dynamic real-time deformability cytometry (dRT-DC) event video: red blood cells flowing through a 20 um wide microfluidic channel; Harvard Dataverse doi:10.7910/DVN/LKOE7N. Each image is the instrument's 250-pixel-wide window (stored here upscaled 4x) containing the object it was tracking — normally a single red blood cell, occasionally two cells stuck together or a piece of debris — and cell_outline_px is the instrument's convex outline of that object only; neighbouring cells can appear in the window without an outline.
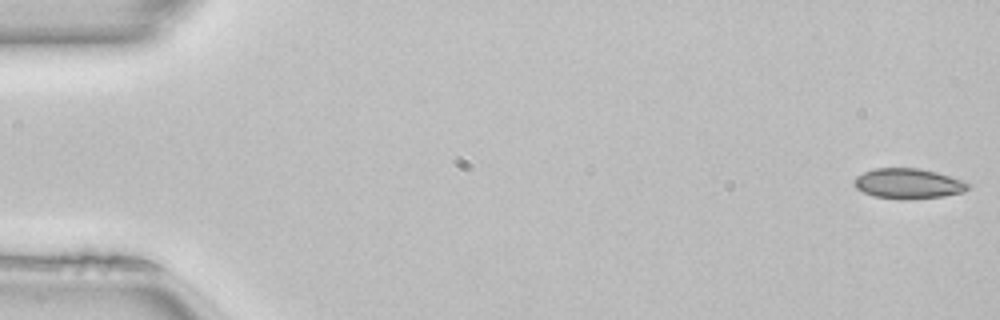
{"species": "common noctule bat (a hibernating species)", "species_latin": "Nyctalus noctula", "temperature_condition": "room temperature", "stored_images_in_passage": 50, "camera_frame_rate_fps": 3000, "um_per_image_px": 0.085, "animal": {"sex": "female", "body_mass_g": 22.7, "forearm_length_mm": 54.2}, "frame": {"image": 1, "passage_image": 1, "time_ms": 0.0, "image_size_px": [1000, 320], "cell_outline_px": [[972, 184], [964, 192], [944, 196], [900, 200], [872, 196], [856, 188], [856, 176], [872, 168], [920, 168], [936, 172], [964, 180]], "centroid_in_image_um": [77.24, 15.6], "position_along_channel_um": 7.8, "area_um2": 20.17}}
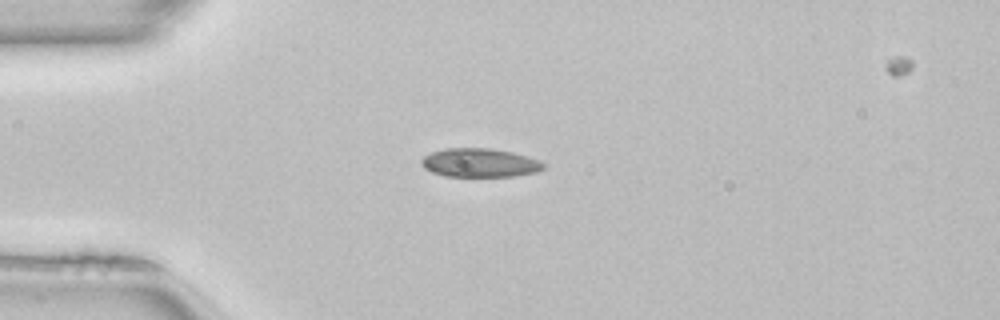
{"frame": {"image": 2, "passage_image": 13, "time_ms": 4.0, "image_size_px": [1000, 320], "cell_outline_px": [[544, 168], [536, 172], [516, 176], [444, 176], [432, 172], [424, 168], [420, 164], [420, 160], [424, 156], [432, 152], [444, 148], [492, 148], [512, 152], [536, 160], [544, 164]], "centroid_in_image_um": [40.72, 13.83], "position_along_channel_um": 44.3, "area_um2": 20.35}}
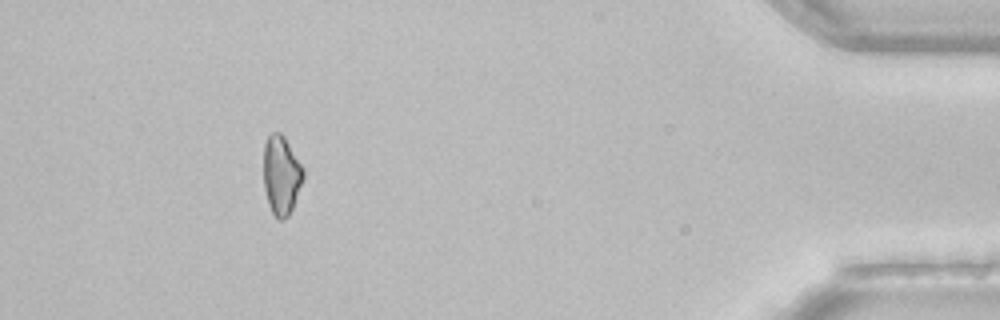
{"frame": {"image": 3, "passage_image": 46, "time_ms": 15.0, "image_size_px": [1000, 320], "cell_outline_px": [[304, 176], [292, 208], [288, 216], [284, 220], [276, 220], [268, 204], [264, 188], [264, 144], [268, 136], [272, 132], [280, 132], [284, 136], [304, 168]], "centroid_in_image_um": [23.9, 14.89], "position_along_channel_um": 411.3, "area_um2": 18.32}}